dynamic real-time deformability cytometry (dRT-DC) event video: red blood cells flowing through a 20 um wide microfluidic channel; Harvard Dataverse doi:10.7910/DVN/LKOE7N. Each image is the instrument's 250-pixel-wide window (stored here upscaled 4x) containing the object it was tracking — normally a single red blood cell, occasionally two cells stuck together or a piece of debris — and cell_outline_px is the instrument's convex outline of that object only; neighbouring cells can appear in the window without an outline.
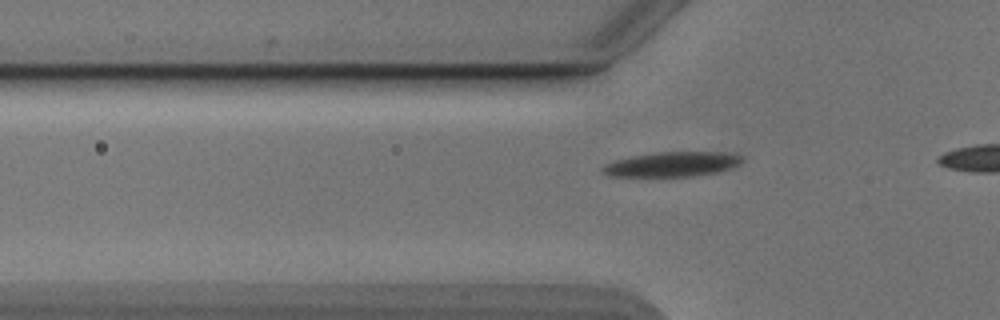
{"species": "Egyptian fruit bat (a non-hibernating species)", "species_latin": "Rousettus aegyptiacus", "temperature_condition": "cold", "stored_images_in_passage": 24, "camera_frame_rate_fps": 3000, "um_per_image_px": 0.085, "animal": {"sex": "male"}, "frame": {"image": 1, "passage_image": 11, "time_ms": 3.333, "image_size_px": [1000, 320], "cell_outline_px": [[744, 160], [740, 164], [732, 168], [716, 172], [692, 176], [608, 176], [604, 172], [604, 164], [616, 160], [656, 152], [736, 152], [744, 156]], "centroid_in_image_um": [57.26, 13.95], "position_along_channel_um": 68.5, "area_um2": 20.06}}
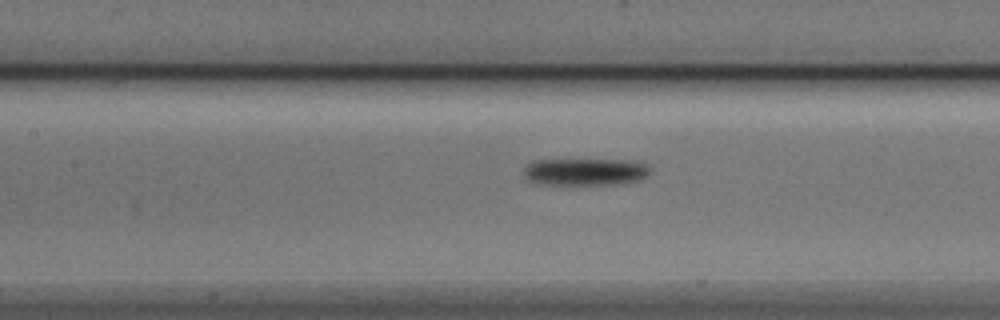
{"frame": {"image": 2, "passage_image": 18, "time_ms": 5.667, "image_size_px": [1000, 320], "cell_outline_px": [[648, 176], [636, 180], [620, 184], [536, 184], [528, 180], [524, 176], [524, 168], [532, 160], [644, 160], [648, 168]], "centroid_in_image_um": [49.74, 14.59], "position_along_channel_um": 157.7, "area_um2": 20.11}}
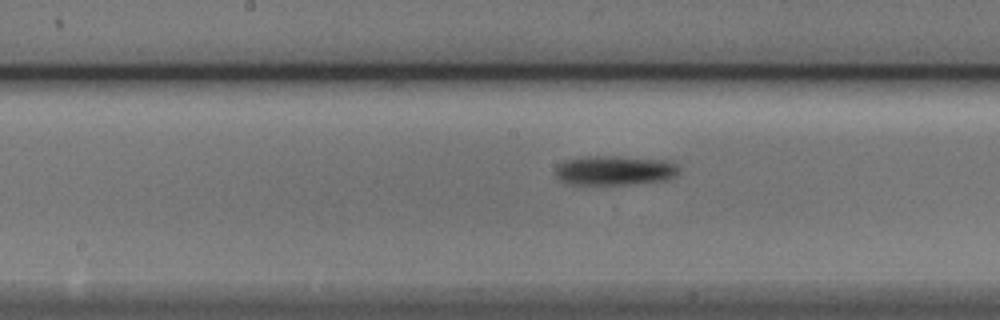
{"frame": {"image": 3, "passage_image": 21, "time_ms": 6.667, "image_size_px": [1000, 320], "cell_outline_px": [[680, 172], [676, 176], [668, 180], [632, 184], [568, 184], [560, 180], [556, 176], [556, 168], [560, 164], [568, 160], [596, 156], [612, 156], [664, 160], [676, 164], [680, 168]], "centroid_in_image_um": [52.32, 14.5], "position_along_channel_um": 195.9, "area_um2": 21.04}}